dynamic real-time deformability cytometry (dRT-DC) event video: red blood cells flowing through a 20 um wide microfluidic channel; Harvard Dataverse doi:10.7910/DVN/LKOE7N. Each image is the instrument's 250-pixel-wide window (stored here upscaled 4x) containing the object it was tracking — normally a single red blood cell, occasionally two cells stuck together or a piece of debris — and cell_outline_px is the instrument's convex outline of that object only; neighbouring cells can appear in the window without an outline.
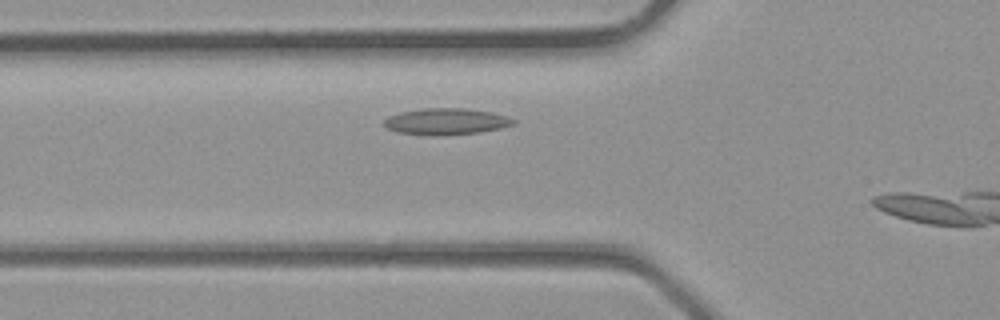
{"species": "common noctule bat (a hibernating species)", "species_latin": "Nyctalus noctula", "temperature_condition": "room temperature", "stored_images_in_passage": 5, "camera_frame_rate_fps": 3000, "um_per_image_px": 0.085, "animal": {"sex": "male", "body_mass_g": 23.1, "forearm_length_mm": 52.7}, "frame": {"image": 1, "passage_image": 4, "time_ms": 1.0, "image_size_px": [1000, 320], "cell_outline_px": [[516, 124], [500, 128], [480, 132], [448, 136], [436, 136], [400, 132], [388, 128], [384, 124], [384, 120], [388, 116], [400, 112], [424, 108], [464, 108], [492, 112], [508, 116], [516, 120]], "centroid_in_image_um": [37.97, 10.33], "position_along_channel_um": 87.8, "area_um2": 20.06}}